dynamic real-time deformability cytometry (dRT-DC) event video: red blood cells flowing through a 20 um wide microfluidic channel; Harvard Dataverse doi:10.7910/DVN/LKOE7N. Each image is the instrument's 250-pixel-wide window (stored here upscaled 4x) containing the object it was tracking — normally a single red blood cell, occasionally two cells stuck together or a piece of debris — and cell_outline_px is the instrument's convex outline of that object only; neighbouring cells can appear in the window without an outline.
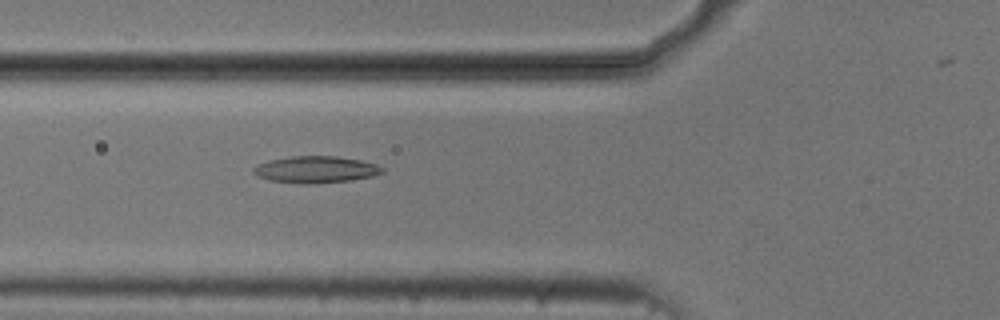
{"species": "common noctule bat (a hibernating species)", "species_latin": "Nyctalus noctula", "temperature_condition": "cold", "stored_images_in_passage": 45, "camera_frame_rate_fps": 3000, "um_per_image_px": 0.085, "animal": {"sex": "male", "body_mass_g": 20.5, "forearm_length_mm": 52.5}, "frame": {"image": 1, "passage_image": 11, "time_ms": 3.333, "image_size_px": [1000, 320], "cell_outline_px": [[384, 172], [372, 176], [352, 180], [308, 184], [268, 180], [256, 176], [252, 172], [252, 168], [256, 164], [268, 160], [292, 156], [336, 156], [360, 160], [376, 164], [384, 168]], "centroid_in_image_um": [26.8, 14.4], "position_along_channel_um": 99.0, "area_um2": 20.17}}
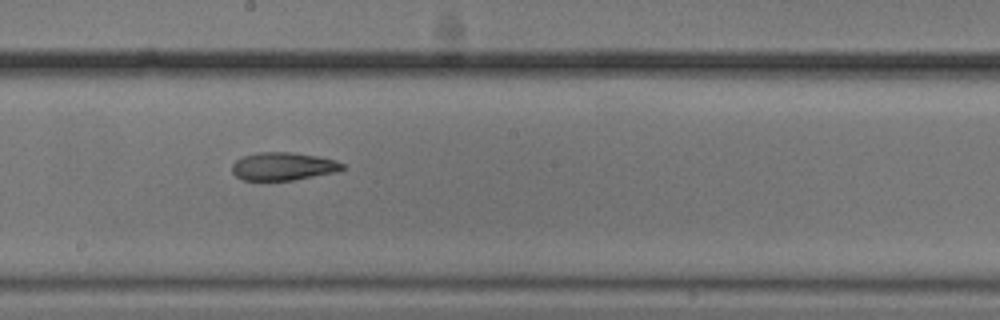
{"frame": {"image": 2, "passage_image": 21, "time_ms": 6.667, "image_size_px": [1000, 320], "cell_outline_px": [[348, 168], [340, 172], [292, 180], [244, 180], [236, 176], [232, 172], [232, 164], [236, 160], [244, 156], [260, 152], [292, 152], [316, 156], [336, 160], [344, 164]], "centroid_in_image_um": [24.14, 14.14], "position_along_channel_um": 224.1, "area_um2": 18.15}}
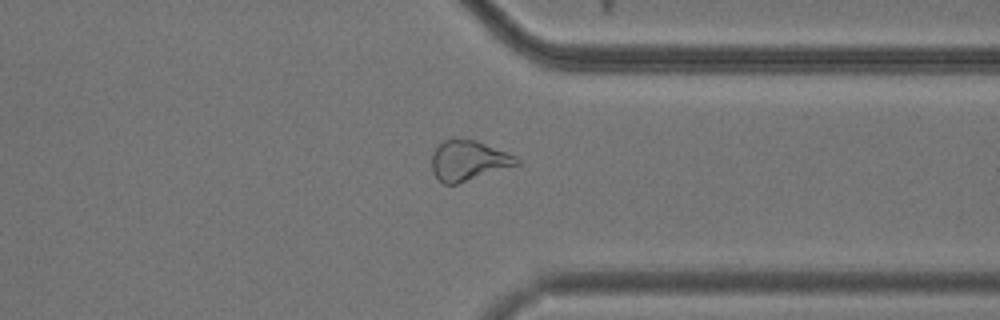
{"frame": {"image": 3, "passage_image": 33, "time_ms": 10.667, "image_size_px": [1000, 320], "cell_outline_px": [[520, 164], [456, 184], [444, 184], [432, 172], [432, 152], [444, 140], [452, 136], [456, 136], [476, 140], [516, 156], [520, 160]], "centroid_in_image_um": [39.8, 13.61], "position_along_channel_um": 371.6, "area_um2": 20.0}}